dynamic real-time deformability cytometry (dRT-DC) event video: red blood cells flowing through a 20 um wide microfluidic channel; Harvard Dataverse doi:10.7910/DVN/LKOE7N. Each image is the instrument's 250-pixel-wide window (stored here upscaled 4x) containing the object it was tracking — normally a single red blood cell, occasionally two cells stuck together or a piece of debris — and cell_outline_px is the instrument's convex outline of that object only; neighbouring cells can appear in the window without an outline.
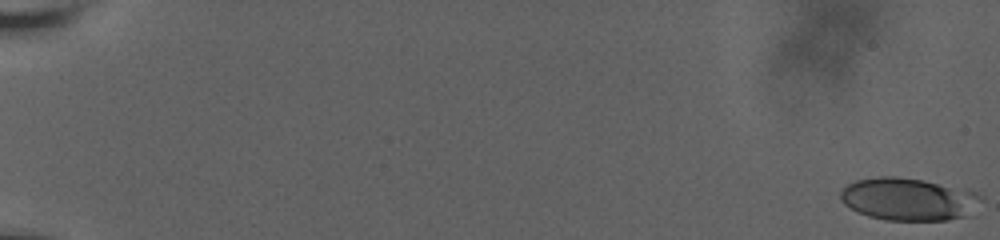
{"species": "human", "species_latin": "Homo sapiens", "temperature_condition": "room temperature", "stored_images_in_passage": 27, "camera_frame_rate_fps": 3000, "um_per_image_px": 0.085, "donor": {"sex": "male"}, "frame": {"image": 1, "passage_image": 1, "time_ms": 0.0, "image_size_px": [1000, 240], "cell_outline_px": [[984, 200], [964, 216], [948, 220], [884, 220], [868, 216], [856, 212], [844, 204], [840, 196], [840, 192], [848, 184], [856, 180], [880, 176], [896, 176], [924, 180], [976, 192]], "centroid_in_image_um": [77.18, 16.93], "position_along_channel_um": 7.8, "area_um2": 34.74}}
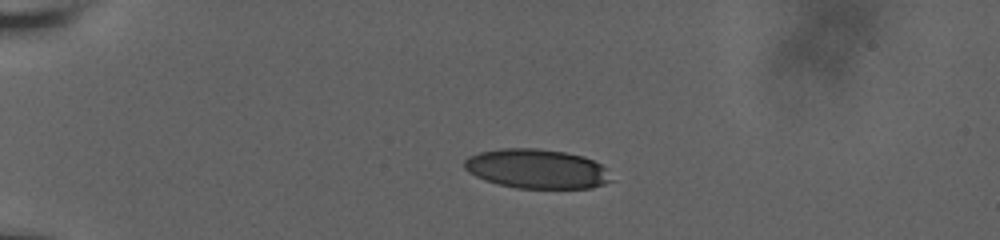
{"frame": {"image": 2, "passage_image": 15, "time_ms": 5.333, "image_size_px": [1000, 240], "cell_outline_px": [[612, 180], [604, 184], [592, 188], [516, 188], [484, 180], [468, 172], [464, 168], [464, 160], [468, 156], [480, 152], [500, 148], [536, 148], [564, 152], [584, 156], [608, 168]], "centroid_in_image_um": [45.63, 14.35], "position_along_channel_um": 39.4, "area_um2": 33.87}}
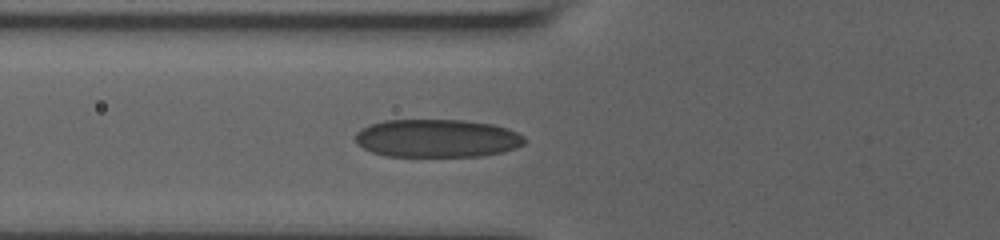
{"frame": {"image": 3, "passage_image": 26, "time_ms": 8.333, "image_size_px": [1000, 240], "cell_outline_px": [[528, 140], [524, 144], [504, 152], [480, 156], [384, 156], [372, 152], [356, 144], [356, 132], [360, 128], [368, 124], [384, 120], [464, 120], [492, 124], [508, 128], [524, 136]], "centroid_in_image_um": [37.14, 11.75], "position_along_channel_um": 88.7, "area_um2": 37.86}}